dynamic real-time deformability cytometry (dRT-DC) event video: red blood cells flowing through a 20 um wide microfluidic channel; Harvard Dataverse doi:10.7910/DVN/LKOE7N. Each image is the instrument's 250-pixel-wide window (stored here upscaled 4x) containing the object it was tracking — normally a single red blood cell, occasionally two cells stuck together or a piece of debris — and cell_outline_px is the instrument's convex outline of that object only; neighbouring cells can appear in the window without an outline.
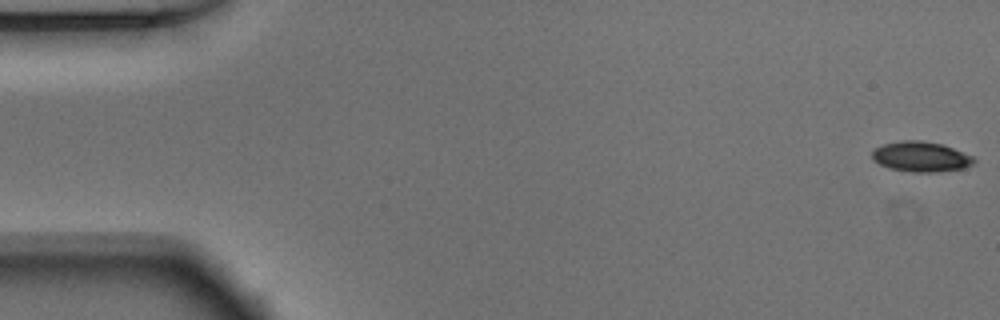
{"species": "Egyptian fruit bat (a non-hibernating species)", "species_latin": "Rousettus aegyptiacus", "temperature_condition": "warm", "stored_images_in_passage": 52, "camera_frame_rate_fps": 3000, "um_per_image_px": 0.085, "animal": {"sex": "male"}, "frame": {"image": 1, "passage_image": 1, "time_ms": 0.0, "image_size_px": [1000, 320], "cell_outline_px": [[976, 160], [972, 164], [964, 168], [936, 172], [912, 172], [892, 168], [880, 164], [872, 160], [872, 152], [876, 148], [884, 144], [900, 140], [920, 140], [944, 144], [976, 156]], "centroid_in_image_um": [78.33, 13.3], "position_along_channel_um": 6.7, "area_um2": 18.09}}
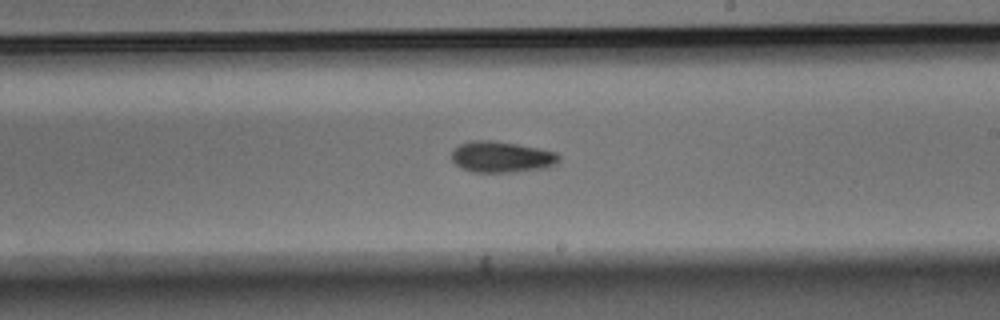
{"frame": {"image": 2, "passage_image": 30, "time_ms": 9.667, "image_size_px": [1000, 320], "cell_outline_px": [[560, 160], [556, 164], [548, 168], [516, 172], [472, 172], [460, 168], [452, 160], [452, 152], [460, 144], [472, 140], [492, 140], [516, 144], [556, 152], [560, 156]], "centroid_in_image_um": [42.65, 13.35], "position_along_channel_um": 246.4, "area_um2": 19.54}}
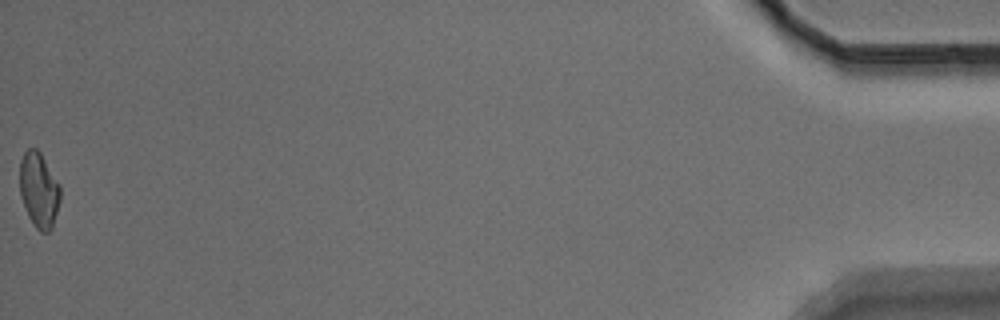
{"frame": {"image": 3, "passage_image": 52, "time_ms": 17.0, "image_size_px": [1000, 320], "cell_outline_px": [[60, 200], [52, 228], [48, 232], [40, 232], [36, 228], [28, 216], [20, 196], [20, 160], [24, 152], [28, 148], [36, 148], [40, 152], [60, 184]], "centroid_in_image_um": [3.31, 16.14], "position_along_channel_um": 431.9, "area_um2": 17.8}, "authors_computed_cell_mechanics": {"area_um2": 18.5249, "velocity_mm_per_s": 3.9079, "shape_relaxation_time_tau1_ms": 6.7453, "shape_relaxation_time_tau2_ms": null, "deformation_change_tau1": 0.1754, "deformation_change_tau2": null}}